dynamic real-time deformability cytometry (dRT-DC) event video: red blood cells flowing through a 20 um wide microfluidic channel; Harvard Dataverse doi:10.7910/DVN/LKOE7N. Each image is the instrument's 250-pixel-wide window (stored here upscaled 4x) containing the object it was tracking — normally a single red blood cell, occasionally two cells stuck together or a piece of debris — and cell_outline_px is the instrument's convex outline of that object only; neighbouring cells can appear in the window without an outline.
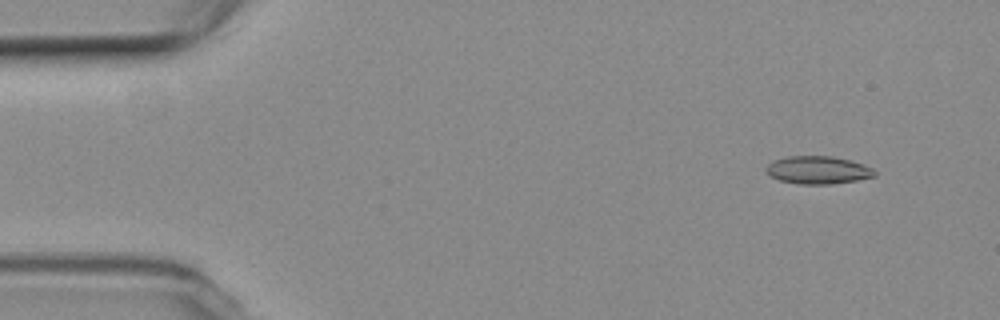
{"species": "common noctule bat (a hibernating species)", "species_latin": "Nyctalus noctula", "temperature_condition": "room temperature", "stored_images_in_passage": 23, "camera_frame_rate_fps": 3000, "um_per_image_px": 0.085, "animal": {"sex": "female", "body_mass_g": 19.3, "forearm_length_mm": 54.1}, "frame": {"image": 1, "passage_image": 5, "time_ms": 1.333, "image_size_px": [1000, 320], "cell_outline_px": [[876, 176], [856, 180], [832, 184], [800, 184], [780, 180], [772, 176], [764, 168], [772, 160], [788, 156], [832, 156], [864, 164], [872, 168], [876, 172]], "centroid_in_image_um": [69.53, 14.45], "position_along_channel_um": 15.5, "area_um2": 17.51}}
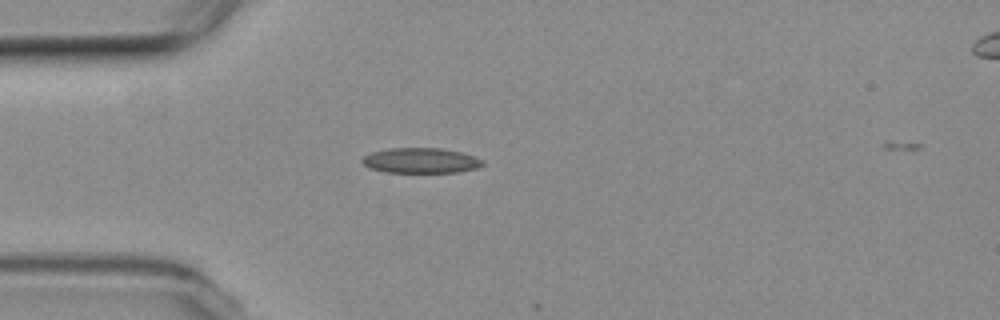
{"frame": {"image": 2, "passage_image": 15, "time_ms": 4.667, "image_size_px": [1000, 320], "cell_outline_px": [[484, 164], [476, 168], [456, 172], [384, 172], [368, 168], [360, 160], [364, 156], [372, 152], [388, 148], [440, 148], [460, 152], [484, 160]], "centroid_in_image_um": [35.72, 13.64], "position_along_channel_um": 49.3, "area_um2": 17.63}}
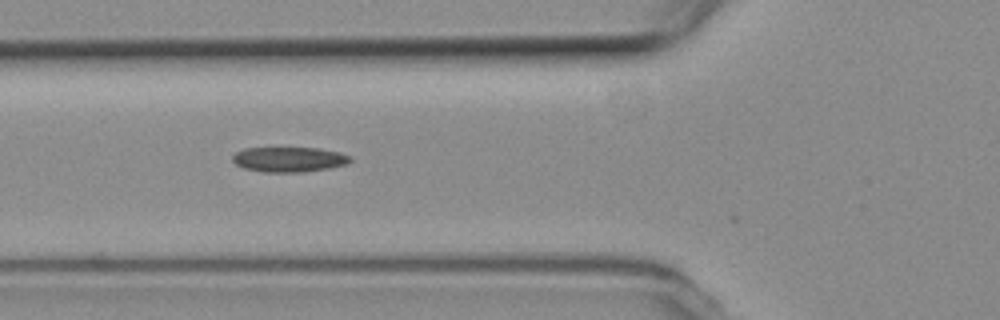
{"frame": {"image": 3, "passage_image": 20, "time_ms": 6.333, "image_size_px": [1000, 320], "cell_outline_px": [[352, 160], [348, 164], [328, 168], [304, 172], [260, 172], [244, 168], [236, 164], [232, 160], [232, 156], [236, 152], [244, 148], [316, 148], [340, 152], [352, 156]], "centroid_in_image_um": [24.58, 13.55], "position_along_channel_um": 101.2, "area_um2": 17.28}}